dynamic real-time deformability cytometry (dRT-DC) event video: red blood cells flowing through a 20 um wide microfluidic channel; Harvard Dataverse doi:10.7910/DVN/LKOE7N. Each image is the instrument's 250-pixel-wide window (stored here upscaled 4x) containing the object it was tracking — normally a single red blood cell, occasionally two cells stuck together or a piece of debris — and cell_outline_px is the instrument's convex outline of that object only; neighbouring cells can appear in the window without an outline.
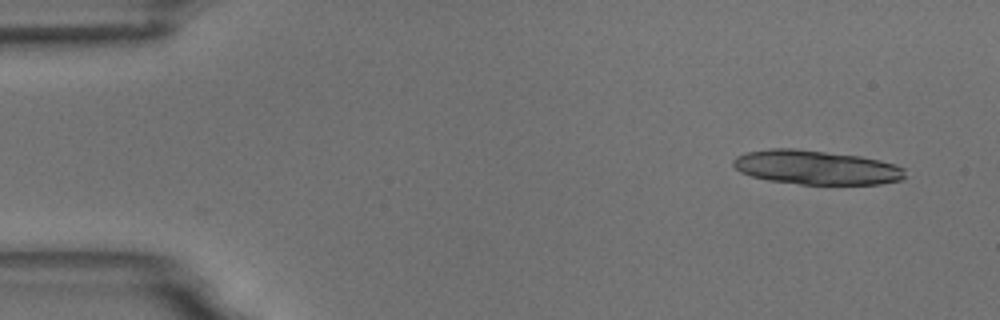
{"species": "common noctule bat (a hibernating species)", "species_latin": "Nyctalus noctula", "temperature_condition": "room temperature", "stored_images_in_passage": 2, "camera_frame_rate_fps": 3000, "um_per_image_px": 0.085, "animal": {"sex": "male", "body_mass_g": 18.8}, "frame": {"image": 1, "passage_image": 2, "time_ms": 1.0, "image_size_px": [1000, 320], "cell_outline_px": [[904, 176], [900, 180], [880, 184], [800, 184], [768, 180], [752, 176], [740, 172], [732, 164], [732, 160], [736, 156], [744, 152], [772, 148], [792, 148], [860, 156], [880, 160], [896, 164], [904, 168]], "centroid_in_image_um": [69.35, 14.22], "position_along_channel_um": 15.7, "area_um2": 34.22}}